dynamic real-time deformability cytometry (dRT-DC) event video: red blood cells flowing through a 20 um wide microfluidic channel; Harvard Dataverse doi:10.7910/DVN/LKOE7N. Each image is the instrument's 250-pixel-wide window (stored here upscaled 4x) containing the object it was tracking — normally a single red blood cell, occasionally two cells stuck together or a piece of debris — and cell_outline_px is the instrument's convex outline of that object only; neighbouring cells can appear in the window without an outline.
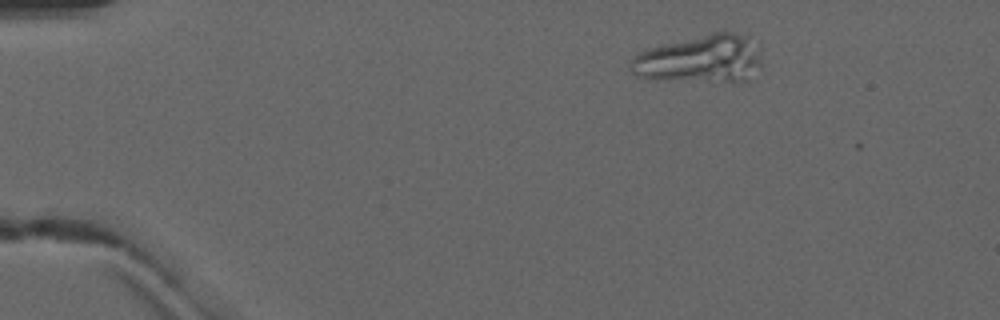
{"species": "common noctule bat (a hibernating species)", "species_latin": "Nyctalus noctula", "temperature_condition": "warm", "stored_images_in_passage": 2, "camera_frame_rate_fps": 3000, "um_per_image_px": 0.085, "animal": {"sex": "male", "forearm_length_mm": 52.5}, "frame": {"image": 1, "passage_image": 1, "time_ms": 0.0, "image_size_px": [1000, 320], "cell_outline_px": [[760, 64], [748, 84], [656, 80], [636, 76], [628, 68], [628, 60], [632, 56], [648, 48], [712, 32], [732, 32], [740, 36], [756, 52]], "centroid_in_image_um": [59.4, 5.11], "position_along_channel_um": 25.6, "area_um2": 36.82}}